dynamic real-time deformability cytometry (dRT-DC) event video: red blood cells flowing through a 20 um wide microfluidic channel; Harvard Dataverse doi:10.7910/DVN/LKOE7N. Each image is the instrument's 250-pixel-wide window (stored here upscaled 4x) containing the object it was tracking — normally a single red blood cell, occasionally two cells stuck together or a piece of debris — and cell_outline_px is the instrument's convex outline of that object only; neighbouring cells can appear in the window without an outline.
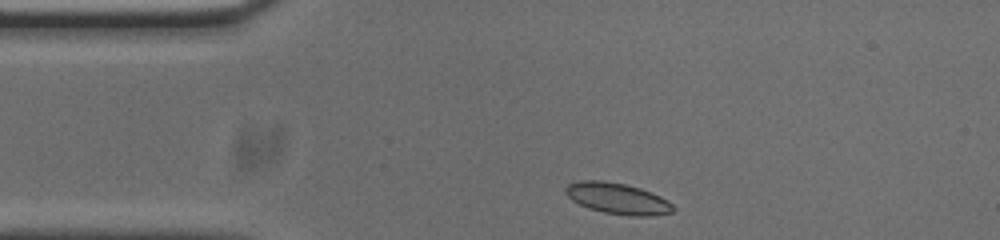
{"species": "common noctule bat (a hibernating species)", "species_latin": "Nyctalus noctula", "temperature_condition": "cold", "stored_images_in_passage": 36, "camera_frame_rate_fps": 3000, "um_per_image_px": 0.085, "animal": {"sex": "male", "body_mass_g": 20.0, "forearm_length_mm": 53.3}, "frame": {"image": 1, "passage_image": 1, "time_ms": 0.0, "image_size_px": [1000, 240], "cell_outline_px": [[676, 208], [672, 212], [652, 216], [628, 216], [604, 212], [588, 208], [572, 200], [564, 192], [564, 188], [568, 184], [580, 180], [600, 180], [624, 184], [640, 188], [652, 192], [668, 200]], "centroid_in_image_um": [52.5, 16.87], "position_along_channel_um": 32.5, "area_um2": 19.59}}
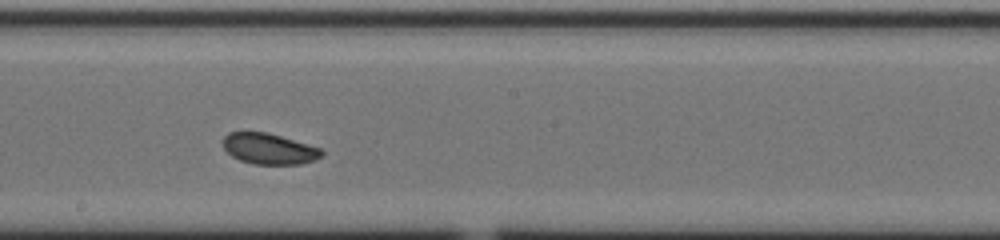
{"frame": {"image": 2, "passage_image": 19, "time_ms": 6.0, "image_size_px": [1000, 240], "cell_outline_px": [[324, 152], [320, 156], [312, 160], [300, 164], [252, 164], [240, 160], [232, 156], [224, 148], [224, 136], [228, 132], [268, 132], [320, 148]], "centroid_in_image_um": [22.84, 12.64], "position_along_channel_um": 225.4, "area_um2": 17.51}}
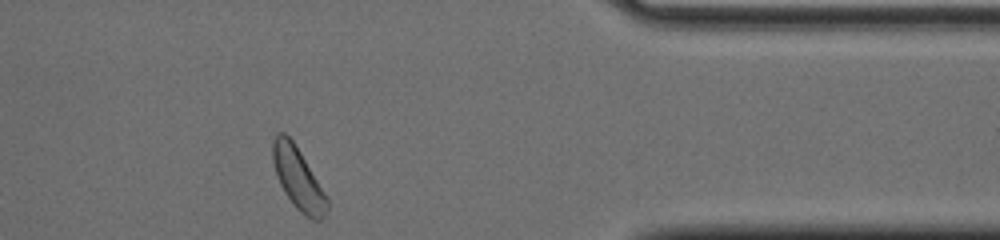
{"frame": {"image": 3, "passage_image": 34, "time_ms": 11.0, "image_size_px": [1000, 240], "cell_outline_px": [[328, 208], [324, 216], [320, 220], [312, 220], [300, 212], [296, 208], [284, 192], [276, 176], [272, 160], [272, 140], [276, 132], [284, 132], [292, 140], [300, 152], [324, 192], [328, 200]], "centroid_in_image_um": [25.3, 15.16], "position_along_channel_um": 386.1, "area_um2": 19.42}, "authors_computed_cell_mechanics": {"area_um2": 18.496, "velocity_mm_per_s": 3.747, "shape_relaxation_time_tau1_ms": 5.6386, "shape_relaxation_time_tau2_ms": 2.6118, "deformation_change_tau1": 0.0961, "deformation_change_tau2": 0.0552}}